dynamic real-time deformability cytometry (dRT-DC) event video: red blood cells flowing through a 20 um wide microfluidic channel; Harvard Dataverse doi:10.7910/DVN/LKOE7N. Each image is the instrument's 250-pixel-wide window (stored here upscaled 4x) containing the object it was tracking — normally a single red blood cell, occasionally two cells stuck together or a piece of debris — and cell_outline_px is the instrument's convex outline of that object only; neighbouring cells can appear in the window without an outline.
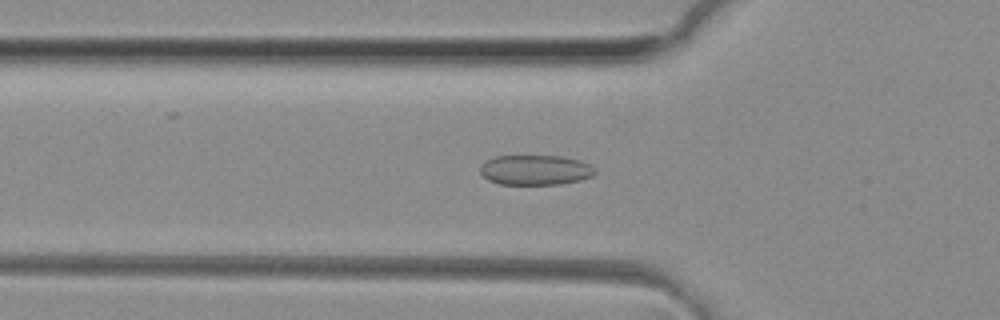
{"species": "common noctule bat (a hibernating species)", "species_latin": "Nyctalus noctula", "temperature_condition": "room temperature", "stored_images_in_passage": 50, "camera_frame_rate_fps": 3000, "um_per_image_px": 0.085, "animal": {"sex": "female", "body_mass_g": 29.2, "forearm_length_mm": 56.3}, "frame": {"image": 1, "passage_image": 17, "time_ms": 5.333, "image_size_px": [1000, 320], "cell_outline_px": [[596, 172], [592, 176], [580, 180], [560, 184], [500, 184], [488, 180], [480, 172], [480, 164], [496, 156], [560, 156], [580, 160], [596, 168]], "centroid_in_image_um": [45.51, 14.45], "position_along_channel_um": 80.3, "area_um2": 20.06}}
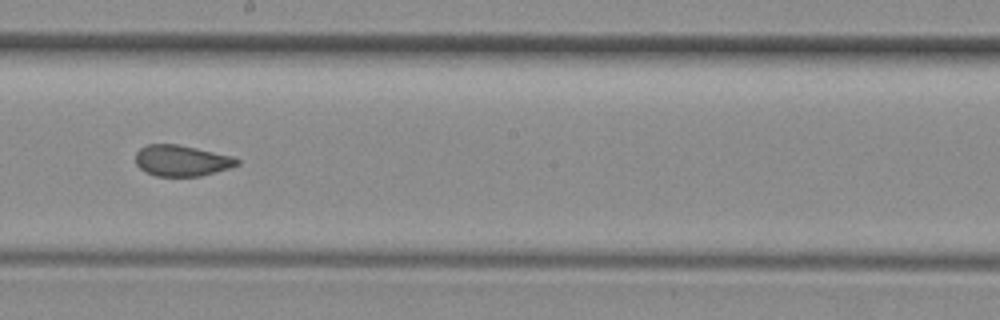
{"frame": {"image": 2, "passage_image": 28, "time_ms": 9.0, "image_size_px": [1000, 320], "cell_outline_px": [[240, 164], [228, 168], [200, 176], [156, 176], [144, 172], [136, 164], [136, 152], [140, 148], [148, 144], [176, 144], [196, 148], [232, 156], [240, 160]], "centroid_in_image_um": [15.42, 13.65], "position_along_channel_um": 232.8, "area_um2": 18.26}}
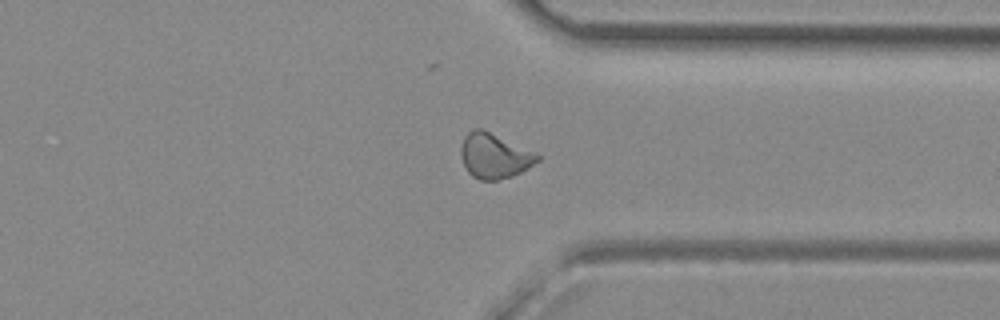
{"frame": {"image": 3, "passage_image": 38, "time_ms": 12.333, "image_size_px": [1000, 320], "cell_outline_px": [[540, 160], [520, 172], [512, 176], [496, 180], [480, 180], [472, 176], [468, 172], [460, 156], [460, 148], [464, 136], [472, 128], [480, 128], [532, 152], [540, 156]], "centroid_in_image_um": [41.95, 13.26], "position_along_channel_um": 369.4, "area_um2": 19.59}, "authors_computed_cell_mechanics": {"area_um2": 19.7387, "velocity_mm_per_s": 4.1441, "shape_relaxation_time_tau1_ms": null, "shape_relaxation_time_tau2_ms": 1.0105, "deformation_change_tau1": null, "deformation_change_tau2": 0.0619}}